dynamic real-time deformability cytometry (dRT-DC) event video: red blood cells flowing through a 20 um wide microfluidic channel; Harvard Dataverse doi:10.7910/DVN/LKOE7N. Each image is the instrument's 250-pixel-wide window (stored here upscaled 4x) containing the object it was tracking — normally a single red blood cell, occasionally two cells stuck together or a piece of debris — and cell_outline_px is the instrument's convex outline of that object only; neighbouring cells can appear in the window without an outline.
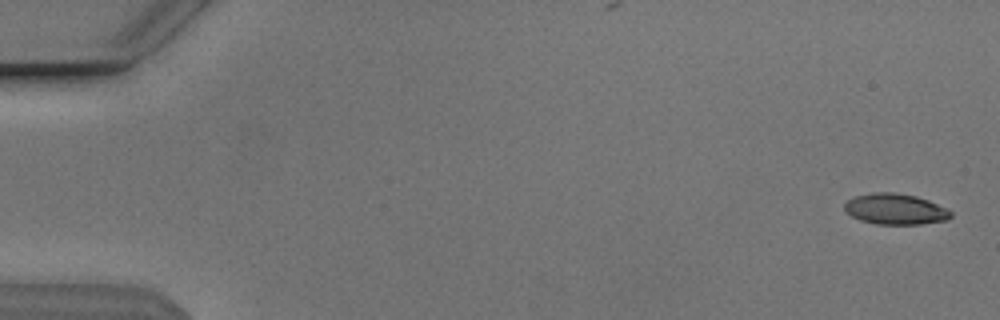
{"species": "Egyptian fruit bat (a non-hibernating species)", "species_latin": "Rousettus aegyptiacus", "temperature_condition": "cold", "stored_images_in_passage": 54, "camera_frame_rate_fps": 3000, "um_per_image_px": 0.085, "animal": {"sex": "male"}, "frame": {"image": 1, "passage_image": 2, "time_ms": 0.333, "image_size_px": [1000, 320], "cell_outline_px": [[952, 216], [948, 220], [920, 224], [876, 224], [860, 220], [844, 212], [844, 204], [852, 196], [872, 192], [892, 192], [916, 196], [928, 200], [952, 212]], "centroid_in_image_um": [76.06, 17.77], "position_along_channel_um": 8.9, "area_um2": 19.19}}
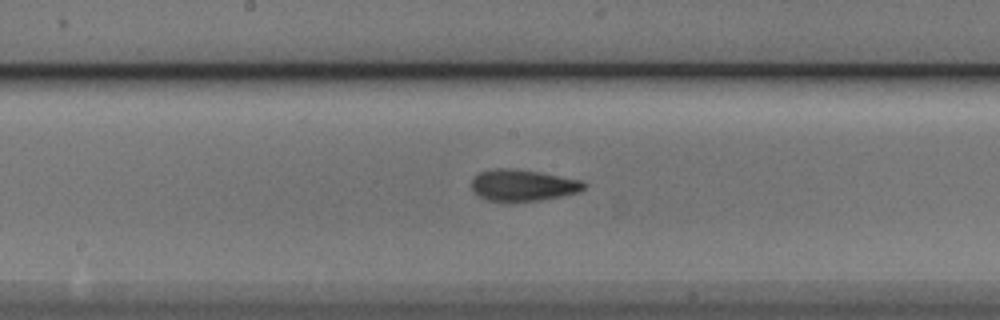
{"frame": {"image": 2, "passage_image": 29, "time_ms": 9.333, "image_size_px": [1000, 320], "cell_outline_px": [[584, 188], [580, 192], [540, 200], [488, 200], [480, 196], [472, 188], [472, 180], [480, 172], [492, 168], [512, 168], [540, 172], [580, 180], [584, 184]], "centroid_in_image_um": [44.44, 15.72], "position_along_channel_um": 203.8, "area_um2": 20.11}}
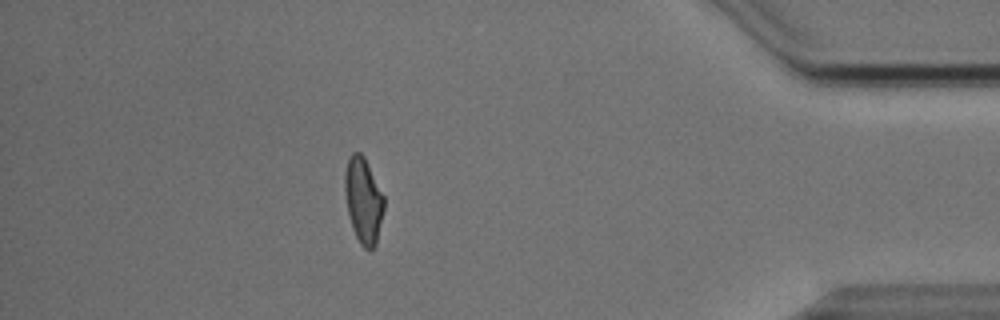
{"frame": {"image": 3, "passage_image": 48, "time_ms": 15.667, "image_size_px": [1000, 320], "cell_outline_px": [[384, 208], [376, 244], [368, 252], [360, 244], [352, 228], [348, 212], [344, 192], [344, 176], [348, 156], [352, 152], [360, 152], [364, 156], [384, 196]], "centroid_in_image_um": [30.87, 17.02], "position_along_channel_um": 404.3, "area_um2": 19.65}, "authors_computed_cell_mechanics": {"area_um2": 19.941, "velocity_mm_per_s": 3.8385, "shape_relaxation_time_tau1_ms": 4.5428, "shape_relaxation_time_tau2_ms": 2.0655, "deformation_change_tau1": 0.1594, "deformation_change_tau2": 0.0853}}